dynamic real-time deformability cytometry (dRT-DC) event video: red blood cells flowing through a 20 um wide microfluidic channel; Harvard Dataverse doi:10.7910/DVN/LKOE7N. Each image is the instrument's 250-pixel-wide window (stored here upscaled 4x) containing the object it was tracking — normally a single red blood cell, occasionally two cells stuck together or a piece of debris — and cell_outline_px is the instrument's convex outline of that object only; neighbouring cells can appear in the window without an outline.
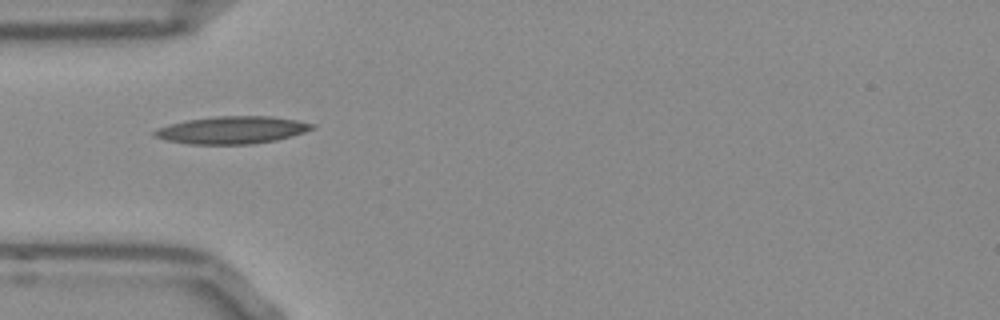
{"species": "Egyptian fruit bat (a non-hibernating species)", "species_latin": "Rousettus aegyptiacus", "temperature_condition": "room temperature", "stored_images_in_passage": 37, "camera_frame_rate_fps": 3000, "um_per_image_px": 0.085, "frame": {"image": 1, "passage_image": 1, "time_ms": 0.0, "image_size_px": [1000, 320], "cell_outline_px": [[316, 128], [292, 136], [276, 140], [252, 144], [192, 144], [168, 140], [152, 136], [152, 132], [156, 128], [168, 124], [188, 120], [216, 116], [272, 116], [296, 120], [316, 124]], "centroid_in_image_um": [19.74, 11.05], "position_along_channel_um": 65.3, "area_um2": 25.26}}
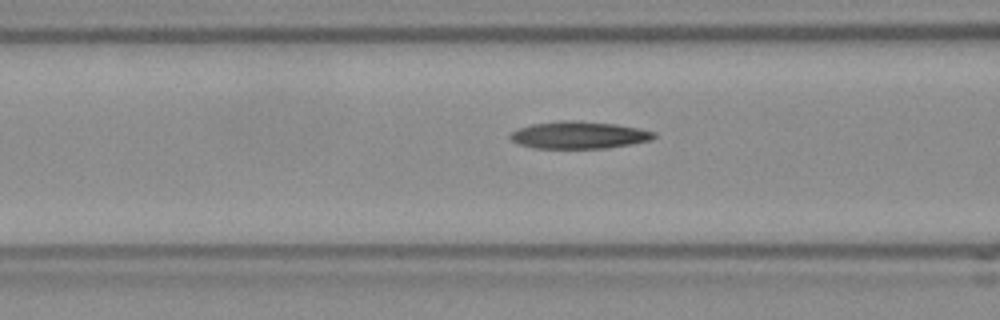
{"frame": {"image": 2, "passage_image": 5, "time_ms": 1.333, "image_size_px": [1000, 320], "cell_outline_px": [[656, 136], [652, 140], [632, 144], [604, 148], [532, 148], [516, 144], [508, 136], [508, 132], [516, 128], [532, 124], [560, 120], [576, 120], [616, 124], [640, 128], [656, 132]], "centroid_in_image_um": [49.16, 11.47], "position_along_channel_um": 117.4, "area_um2": 23.24}}
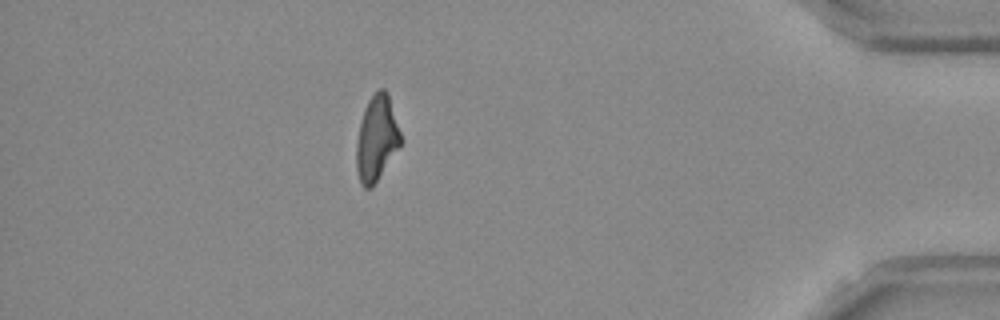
{"frame": {"image": 3, "passage_image": 31, "time_ms": 10.0, "image_size_px": [1000, 320], "cell_outline_px": [[400, 144], [372, 188], [364, 188], [360, 184], [356, 168], [356, 144], [360, 124], [364, 108], [368, 100], [380, 88], [384, 88], [388, 92], [400, 132]], "centroid_in_image_um": [31.99, 11.76], "position_along_channel_um": 403.2, "area_um2": 21.68}, "authors_computed_cell_mechanics": {"area_um2": 22.253, "velocity_mm_per_s": 3.8754, "shape_relaxation_time_tau1_ms": null, "shape_relaxation_time_tau2_ms": 8.8413, "deformation_change_tau1": null, "deformation_change_tau2": 0.2217}}